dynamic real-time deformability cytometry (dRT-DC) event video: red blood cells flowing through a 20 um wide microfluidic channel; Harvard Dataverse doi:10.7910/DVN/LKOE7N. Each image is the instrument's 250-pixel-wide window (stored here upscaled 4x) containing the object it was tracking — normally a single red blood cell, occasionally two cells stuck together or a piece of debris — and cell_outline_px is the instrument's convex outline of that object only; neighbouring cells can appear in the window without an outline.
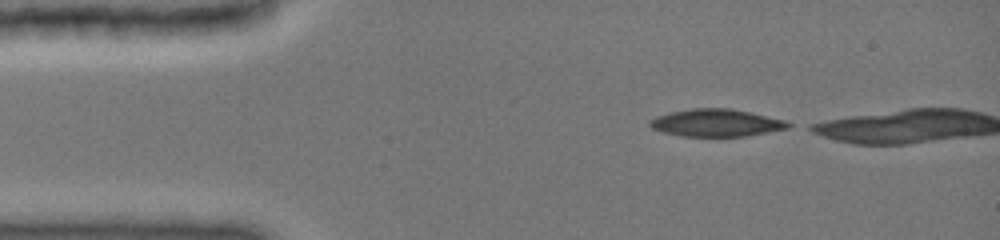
{"species": "common noctule bat (a hibernating species)", "species_latin": "Nyctalus noctula", "temperature_condition": "cold", "stored_images_in_passage": 4, "camera_frame_rate_fps": 3000, "um_per_image_px": 0.085, "animal": {"sex": "female", "body_mass_g": 19.0, "forearm_length_mm": 51.5}, "frame": {"image": 1, "passage_image": 1, "time_ms": 0.0, "image_size_px": [1000, 240], "cell_outline_px": [[792, 124], [788, 128], [748, 136], [680, 136], [664, 132], [652, 128], [648, 124], [648, 120], [656, 116], [672, 112], [692, 108], [732, 108], [784, 120]], "centroid_in_image_um": [60.86, 10.44], "position_along_channel_um": 24.1, "area_um2": 22.02}}